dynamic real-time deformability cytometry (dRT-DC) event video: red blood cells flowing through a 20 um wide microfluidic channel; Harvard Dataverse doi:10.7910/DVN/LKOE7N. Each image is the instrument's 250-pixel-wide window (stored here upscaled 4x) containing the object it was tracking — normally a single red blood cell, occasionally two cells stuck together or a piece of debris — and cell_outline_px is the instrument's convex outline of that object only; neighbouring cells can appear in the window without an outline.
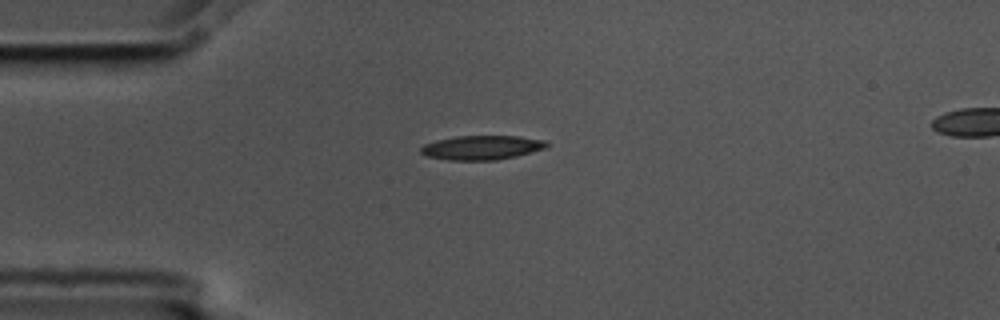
{"species": "common noctule bat (a hibernating species)", "species_latin": "Nyctalus noctula", "temperature_condition": "cold", "stored_images_in_passage": 5, "camera_frame_rate_fps": 3000, "um_per_image_px": 0.085, "animal": {"sex": "male", "body_mass_g": 17.5, "forearm_length_mm": 52.3}, "frame": {"image": 1, "passage_image": 1, "time_ms": 0.0, "image_size_px": [1000, 320], "cell_outline_px": [[548, 144], [544, 148], [516, 156], [496, 160], [448, 160], [428, 156], [420, 152], [420, 148], [424, 144], [436, 140], [456, 136], [516, 136], [544, 140]], "centroid_in_image_um": [40.91, 12.54], "position_along_channel_um": 44.1, "area_um2": 17.57}}